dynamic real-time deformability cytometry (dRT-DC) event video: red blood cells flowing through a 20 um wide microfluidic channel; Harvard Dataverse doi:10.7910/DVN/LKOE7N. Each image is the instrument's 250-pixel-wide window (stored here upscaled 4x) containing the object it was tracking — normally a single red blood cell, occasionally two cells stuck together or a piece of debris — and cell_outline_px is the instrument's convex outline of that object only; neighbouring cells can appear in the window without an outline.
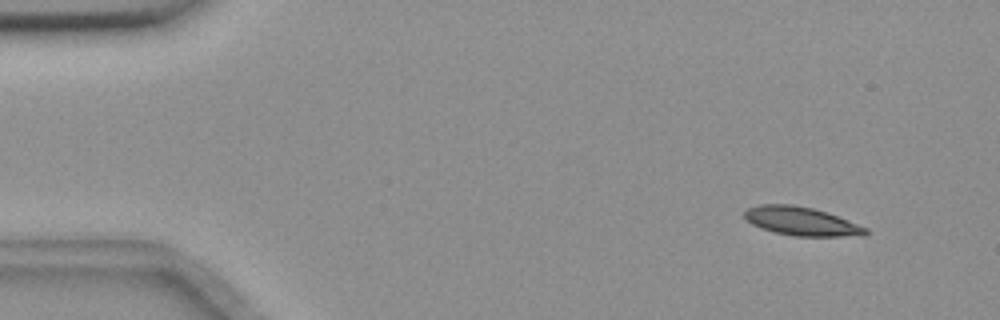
{"species": "common noctule bat (a hibernating species)", "species_latin": "Nyctalus noctula", "temperature_condition": "room temperature", "stored_images_in_passage": 55, "camera_frame_rate_fps": 3000, "um_per_image_px": 0.085, "animal": {"sex": "female", "body_mass_g": 18.4}, "frame": {"image": 1, "passage_image": 5, "time_ms": 1.333, "image_size_px": [1000, 320], "cell_outline_px": [[868, 232], [864, 236], [792, 236], [776, 232], [752, 224], [744, 216], [744, 212], [748, 208], [760, 204], [792, 204], [812, 208], [828, 212], [868, 228]], "centroid_in_image_um": [68.16, 18.8], "position_along_channel_um": 16.8, "area_um2": 20.11}}
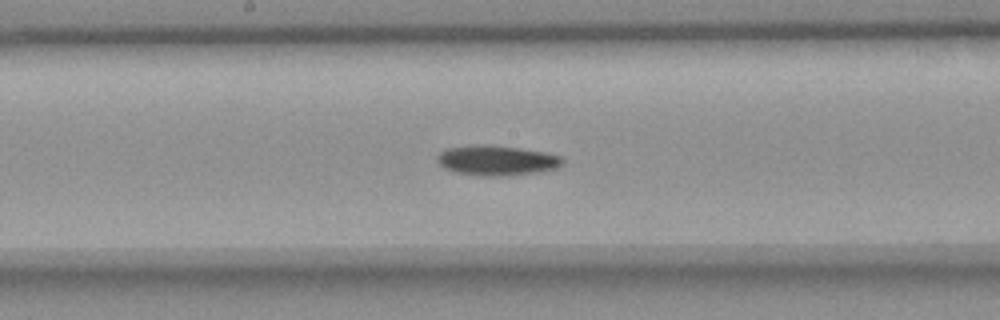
{"frame": {"image": 2, "passage_image": 29, "time_ms": 9.333, "image_size_px": [1000, 320], "cell_outline_px": [[564, 164], [556, 168], [536, 172], [508, 176], [484, 176], [456, 172], [444, 168], [436, 160], [436, 156], [444, 148], [468, 144], [488, 144], [520, 148], [544, 152], [560, 156], [564, 160]], "centroid_in_image_um": [42.18, 13.62], "position_along_channel_um": 206.0, "area_um2": 22.25}}
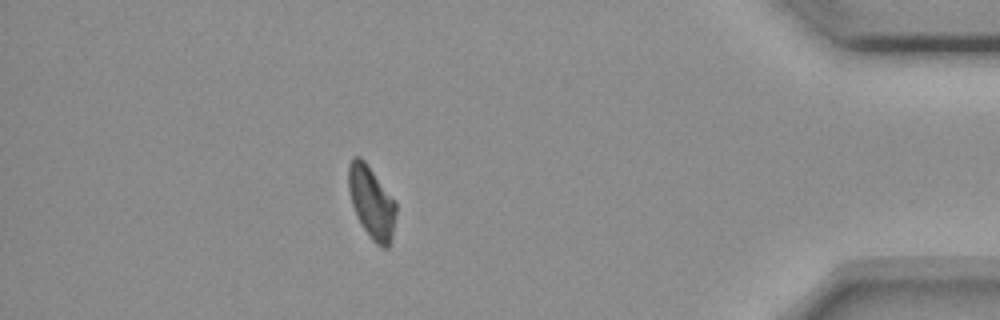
{"frame": {"image": 3, "passage_image": 49, "time_ms": 16.0, "image_size_px": [1000, 320], "cell_outline_px": [[396, 212], [392, 236], [388, 248], [384, 248], [376, 244], [372, 240], [356, 216], [352, 204], [348, 188], [348, 164], [352, 156], [360, 156], [364, 160], [396, 204]], "centroid_in_image_um": [31.55, 17.19], "position_along_channel_um": 403.7, "area_um2": 19.65}, "authors_computed_cell_mechanics": {"area_um2": 20.6924, "velocity_mm_per_s": 3.6368, "shape_relaxation_time_tau1_ms": 7.3962, "shape_relaxation_time_tau2_ms": null, "deformation_change_tau1": 0.165, "deformation_change_tau2": null}}